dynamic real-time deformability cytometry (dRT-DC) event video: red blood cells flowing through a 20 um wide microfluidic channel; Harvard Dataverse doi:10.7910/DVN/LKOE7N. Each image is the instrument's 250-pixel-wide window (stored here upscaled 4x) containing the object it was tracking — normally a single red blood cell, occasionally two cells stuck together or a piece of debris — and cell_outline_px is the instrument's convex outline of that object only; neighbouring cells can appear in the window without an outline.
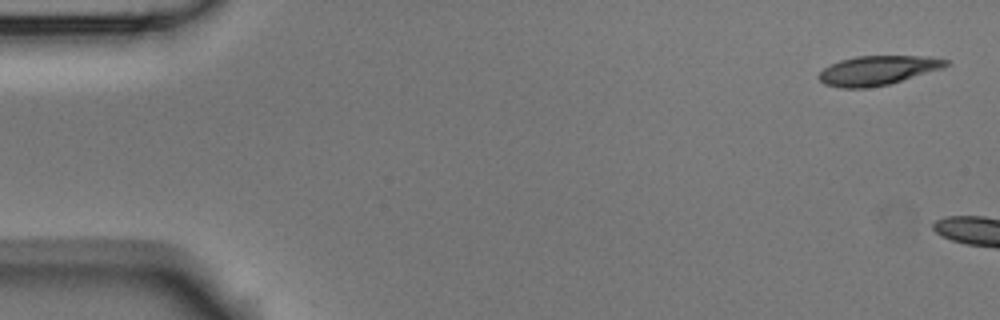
{"species": "Egyptian fruit bat (a non-hibernating species)", "species_latin": "Rousettus aegyptiacus", "temperature_condition": "room temperature", "stored_images_in_passage": 3, "camera_frame_rate_fps": 3000, "um_per_image_px": 0.085, "animal": {"sex": "male"}, "frame": {"image": 1, "passage_image": 1, "time_ms": 0.0, "image_size_px": [1000, 320], "cell_outline_px": [[948, 64], [944, 68], [888, 84], [864, 88], [840, 88], [824, 84], [816, 76], [824, 68], [840, 60], [856, 56], [928, 56], [948, 60]], "centroid_in_image_um": [74.59, 5.98], "position_along_channel_um": 10.4, "area_um2": 21.62}}